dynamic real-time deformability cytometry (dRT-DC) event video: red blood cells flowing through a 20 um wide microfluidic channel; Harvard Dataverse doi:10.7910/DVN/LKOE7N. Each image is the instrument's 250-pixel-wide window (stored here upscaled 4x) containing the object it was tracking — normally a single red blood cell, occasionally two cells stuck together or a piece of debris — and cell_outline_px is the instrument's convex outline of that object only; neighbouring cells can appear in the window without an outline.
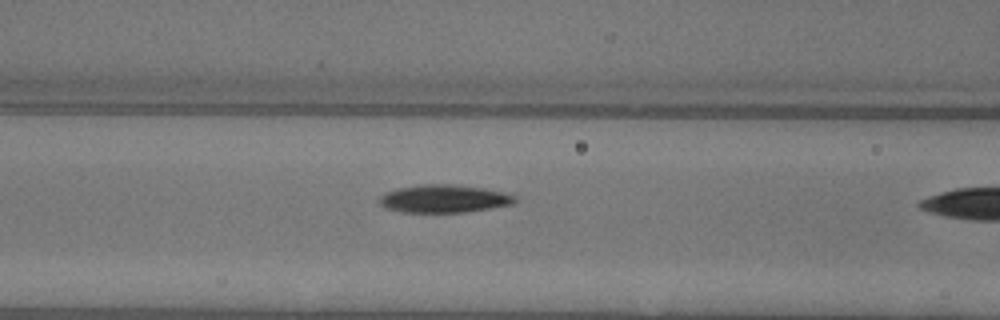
{"species": "common noctule bat (a hibernating species)", "species_latin": "Nyctalus noctula", "temperature_condition": "warm", "stored_images_in_passage": 5, "camera_frame_rate_fps": 3000, "um_per_image_px": 0.085, "animal": {"sex": "female"}, "frame": {"image": 1, "passage_image": 4, "time_ms": 1.0, "image_size_px": [1000, 320], "cell_outline_px": [[516, 200], [512, 204], [468, 212], [404, 212], [384, 208], [376, 200], [384, 192], [400, 188], [424, 184], [448, 184], [480, 188], [504, 192], [516, 196]], "centroid_in_image_um": [37.69, 16.9], "position_along_channel_um": 128.9, "area_um2": 21.91}}